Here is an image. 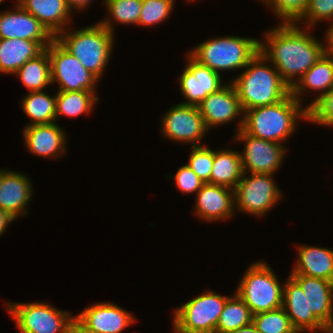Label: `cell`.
Wrapping results in <instances>:
<instances>
[{"mask_svg":"<svg viewBox=\"0 0 333 333\" xmlns=\"http://www.w3.org/2000/svg\"><path fill=\"white\" fill-rule=\"evenodd\" d=\"M279 24L265 33L259 51L270 61L269 64L273 63L281 79L292 88L325 54V45L311 33L313 28L301 29L296 23Z\"/></svg>","mask_w":333,"mask_h":333,"instance_id":"6da1fadb","label":"cell"},{"mask_svg":"<svg viewBox=\"0 0 333 333\" xmlns=\"http://www.w3.org/2000/svg\"><path fill=\"white\" fill-rule=\"evenodd\" d=\"M267 62L269 61L259 51L241 75L230 81L237 92L243 112L275 104L291 92L277 69Z\"/></svg>","mask_w":333,"mask_h":333,"instance_id":"7a4b0ae2","label":"cell"},{"mask_svg":"<svg viewBox=\"0 0 333 333\" xmlns=\"http://www.w3.org/2000/svg\"><path fill=\"white\" fill-rule=\"evenodd\" d=\"M302 107L290 92L275 104L244 111L242 129L257 138L282 144L298 129L300 118L307 121V108Z\"/></svg>","mask_w":333,"mask_h":333,"instance_id":"3957f363","label":"cell"},{"mask_svg":"<svg viewBox=\"0 0 333 333\" xmlns=\"http://www.w3.org/2000/svg\"><path fill=\"white\" fill-rule=\"evenodd\" d=\"M114 35L97 22L74 32L65 29L55 39L100 79L113 53Z\"/></svg>","mask_w":333,"mask_h":333,"instance_id":"277c9868","label":"cell"},{"mask_svg":"<svg viewBox=\"0 0 333 333\" xmlns=\"http://www.w3.org/2000/svg\"><path fill=\"white\" fill-rule=\"evenodd\" d=\"M260 50V41L238 36L216 37L196 45L189 55L219 74L244 69Z\"/></svg>","mask_w":333,"mask_h":333,"instance_id":"5b68a950","label":"cell"},{"mask_svg":"<svg viewBox=\"0 0 333 333\" xmlns=\"http://www.w3.org/2000/svg\"><path fill=\"white\" fill-rule=\"evenodd\" d=\"M283 286L269 264L256 261L244 272L235 293L255 315L282 307Z\"/></svg>","mask_w":333,"mask_h":333,"instance_id":"8992f818","label":"cell"},{"mask_svg":"<svg viewBox=\"0 0 333 333\" xmlns=\"http://www.w3.org/2000/svg\"><path fill=\"white\" fill-rule=\"evenodd\" d=\"M229 297L208 290L174 310L175 333H216L219 317Z\"/></svg>","mask_w":333,"mask_h":333,"instance_id":"52a82bcc","label":"cell"},{"mask_svg":"<svg viewBox=\"0 0 333 333\" xmlns=\"http://www.w3.org/2000/svg\"><path fill=\"white\" fill-rule=\"evenodd\" d=\"M8 313L21 333H68L75 315L46 302H6Z\"/></svg>","mask_w":333,"mask_h":333,"instance_id":"ba28073f","label":"cell"},{"mask_svg":"<svg viewBox=\"0 0 333 333\" xmlns=\"http://www.w3.org/2000/svg\"><path fill=\"white\" fill-rule=\"evenodd\" d=\"M243 172L234 188L235 209L253 216L262 217L282 198L273 174Z\"/></svg>","mask_w":333,"mask_h":333,"instance_id":"9c48e42d","label":"cell"},{"mask_svg":"<svg viewBox=\"0 0 333 333\" xmlns=\"http://www.w3.org/2000/svg\"><path fill=\"white\" fill-rule=\"evenodd\" d=\"M50 59L51 83L57 82V91H82L96 93L100 81L81 62L66 50L56 39L46 47Z\"/></svg>","mask_w":333,"mask_h":333,"instance_id":"30bf717a","label":"cell"},{"mask_svg":"<svg viewBox=\"0 0 333 333\" xmlns=\"http://www.w3.org/2000/svg\"><path fill=\"white\" fill-rule=\"evenodd\" d=\"M235 133V141L245 142L240 152L243 172L274 175L278 171L287 152L283 144L257 138L243 129Z\"/></svg>","mask_w":333,"mask_h":333,"instance_id":"8fae6325","label":"cell"},{"mask_svg":"<svg viewBox=\"0 0 333 333\" xmlns=\"http://www.w3.org/2000/svg\"><path fill=\"white\" fill-rule=\"evenodd\" d=\"M161 131L167 139L202 146L201 140L209 131L198 106L176 104L163 115Z\"/></svg>","mask_w":333,"mask_h":333,"instance_id":"7c38bea8","label":"cell"},{"mask_svg":"<svg viewBox=\"0 0 333 333\" xmlns=\"http://www.w3.org/2000/svg\"><path fill=\"white\" fill-rule=\"evenodd\" d=\"M198 107L208 130L238 120L240 115L236 132L242 129L244 112L231 82L208 95Z\"/></svg>","mask_w":333,"mask_h":333,"instance_id":"4fadbf2b","label":"cell"},{"mask_svg":"<svg viewBox=\"0 0 333 333\" xmlns=\"http://www.w3.org/2000/svg\"><path fill=\"white\" fill-rule=\"evenodd\" d=\"M187 65L179 76L180 92L187 101L182 104L198 106L208 95L218 91L222 83L221 75L200 64L187 54Z\"/></svg>","mask_w":333,"mask_h":333,"instance_id":"5bb4252c","label":"cell"},{"mask_svg":"<svg viewBox=\"0 0 333 333\" xmlns=\"http://www.w3.org/2000/svg\"><path fill=\"white\" fill-rule=\"evenodd\" d=\"M0 38L36 41L43 49L55 39L46 27L18 3H15V9L0 12Z\"/></svg>","mask_w":333,"mask_h":333,"instance_id":"9a60e30c","label":"cell"},{"mask_svg":"<svg viewBox=\"0 0 333 333\" xmlns=\"http://www.w3.org/2000/svg\"><path fill=\"white\" fill-rule=\"evenodd\" d=\"M32 181L27 175L9 169H0V209L13 218L28 214L32 198Z\"/></svg>","mask_w":333,"mask_h":333,"instance_id":"2e32d148","label":"cell"},{"mask_svg":"<svg viewBox=\"0 0 333 333\" xmlns=\"http://www.w3.org/2000/svg\"><path fill=\"white\" fill-rule=\"evenodd\" d=\"M282 308L297 333H331L312 313L308 300L299 284L289 275L283 286ZM303 331V332H302Z\"/></svg>","mask_w":333,"mask_h":333,"instance_id":"e0dca14e","label":"cell"},{"mask_svg":"<svg viewBox=\"0 0 333 333\" xmlns=\"http://www.w3.org/2000/svg\"><path fill=\"white\" fill-rule=\"evenodd\" d=\"M194 214L207 222L232 218L235 211L234 190L205 183L196 194Z\"/></svg>","mask_w":333,"mask_h":333,"instance_id":"ac0fdd59","label":"cell"},{"mask_svg":"<svg viewBox=\"0 0 333 333\" xmlns=\"http://www.w3.org/2000/svg\"><path fill=\"white\" fill-rule=\"evenodd\" d=\"M75 317L97 333H121L135 322L129 311L110 302L93 304Z\"/></svg>","mask_w":333,"mask_h":333,"instance_id":"d6986e66","label":"cell"},{"mask_svg":"<svg viewBox=\"0 0 333 333\" xmlns=\"http://www.w3.org/2000/svg\"><path fill=\"white\" fill-rule=\"evenodd\" d=\"M23 129L24 145L30 153L55 159L66 153V133L56 122L28 125Z\"/></svg>","mask_w":333,"mask_h":333,"instance_id":"ffe728a7","label":"cell"},{"mask_svg":"<svg viewBox=\"0 0 333 333\" xmlns=\"http://www.w3.org/2000/svg\"><path fill=\"white\" fill-rule=\"evenodd\" d=\"M301 287L313 315L333 333V282L307 275H290Z\"/></svg>","mask_w":333,"mask_h":333,"instance_id":"44dd1931","label":"cell"},{"mask_svg":"<svg viewBox=\"0 0 333 333\" xmlns=\"http://www.w3.org/2000/svg\"><path fill=\"white\" fill-rule=\"evenodd\" d=\"M16 3L32 14L54 37L68 29V22H72L71 10L65 0H16Z\"/></svg>","mask_w":333,"mask_h":333,"instance_id":"7402d4cb","label":"cell"},{"mask_svg":"<svg viewBox=\"0 0 333 333\" xmlns=\"http://www.w3.org/2000/svg\"><path fill=\"white\" fill-rule=\"evenodd\" d=\"M297 260L290 275H307L333 282V250L317 246H297Z\"/></svg>","mask_w":333,"mask_h":333,"instance_id":"603a6c76","label":"cell"},{"mask_svg":"<svg viewBox=\"0 0 333 333\" xmlns=\"http://www.w3.org/2000/svg\"><path fill=\"white\" fill-rule=\"evenodd\" d=\"M333 88V56L324 54L291 88L292 96L302 104L306 90L319 91L318 96L306 106L308 108L318 97ZM302 96V97H301Z\"/></svg>","mask_w":333,"mask_h":333,"instance_id":"cb8c5ba5","label":"cell"},{"mask_svg":"<svg viewBox=\"0 0 333 333\" xmlns=\"http://www.w3.org/2000/svg\"><path fill=\"white\" fill-rule=\"evenodd\" d=\"M44 49L36 42L21 38H0V73L14 74Z\"/></svg>","mask_w":333,"mask_h":333,"instance_id":"d4e9b609","label":"cell"},{"mask_svg":"<svg viewBox=\"0 0 333 333\" xmlns=\"http://www.w3.org/2000/svg\"><path fill=\"white\" fill-rule=\"evenodd\" d=\"M242 175L240 151L228 148L214 150L210 184L225 186L234 190Z\"/></svg>","mask_w":333,"mask_h":333,"instance_id":"484cf974","label":"cell"},{"mask_svg":"<svg viewBox=\"0 0 333 333\" xmlns=\"http://www.w3.org/2000/svg\"><path fill=\"white\" fill-rule=\"evenodd\" d=\"M29 92L43 91L51 85V69L48 50L28 60L15 73Z\"/></svg>","mask_w":333,"mask_h":333,"instance_id":"4316f807","label":"cell"},{"mask_svg":"<svg viewBox=\"0 0 333 333\" xmlns=\"http://www.w3.org/2000/svg\"><path fill=\"white\" fill-rule=\"evenodd\" d=\"M99 98L94 92L82 91H57L56 93V120L60 116L77 117L91 114Z\"/></svg>","mask_w":333,"mask_h":333,"instance_id":"83f0119b","label":"cell"},{"mask_svg":"<svg viewBox=\"0 0 333 333\" xmlns=\"http://www.w3.org/2000/svg\"><path fill=\"white\" fill-rule=\"evenodd\" d=\"M21 107L32 120L26 126L56 122V94L50 96L44 91L29 92L22 99Z\"/></svg>","mask_w":333,"mask_h":333,"instance_id":"f1b7e54d","label":"cell"},{"mask_svg":"<svg viewBox=\"0 0 333 333\" xmlns=\"http://www.w3.org/2000/svg\"><path fill=\"white\" fill-rule=\"evenodd\" d=\"M253 315L244 301L234 293L226 300L216 326V333H228L252 323Z\"/></svg>","mask_w":333,"mask_h":333,"instance_id":"f546056e","label":"cell"},{"mask_svg":"<svg viewBox=\"0 0 333 333\" xmlns=\"http://www.w3.org/2000/svg\"><path fill=\"white\" fill-rule=\"evenodd\" d=\"M104 2L110 17L99 21V23L109 31L115 34L113 25L118 23L138 25L142 0H104Z\"/></svg>","mask_w":333,"mask_h":333,"instance_id":"4dcf8cb0","label":"cell"},{"mask_svg":"<svg viewBox=\"0 0 333 333\" xmlns=\"http://www.w3.org/2000/svg\"><path fill=\"white\" fill-rule=\"evenodd\" d=\"M252 323L260 333H297L282 307L253 315Z\"/></svg>","mask_w":333,"mask_h":333,"instance_id":"1f68e13d","label":"cell"},{"mask_svg":"<svg viewBox=\"0 0 333 333\" xmlns=\"http://www.w3.org/2000/svg\"><path fill=\"white\" fill-rule=\"evenodd\" d=\"M175 0H142L138 25L154 26L169 19Z\"/></svg>","mask_w":333,"mask_h":333,"instance_id":"d6a6232c","label":"cell"},{"mask_svg":"<svg viewBox=\"0 0 333 333\" xmlns=\"http://www.w3.org/2000/svg\"><path fill=\"white\" fill-rule=\"evenodd\" d=\"M192 151L186 163L205 183L210 184L214 150L202 145L191 147Z\"/></svg>","mask_w":333,"mask_h":333,"instance_id":"836d02e7","label":"cell"},{"mask_svg":"<svg viewBox=\"0 0 333 333\" xmlns=\"http://www.w3.org/2000/svg\"><path fill=\"white\" fill-rule=\"evenodd\" d=\"M308 0H270L269 7L280 23H297L305 14Z\"/></svg>","mask_w":333,"mask_h":333,"instance_id":"e575fe53","label":"cell"},{"mask_svg":"<svg viewBox=\"0 0 333 333\" xmlns=\"http://www.w3.org/2000/svg\"><path fill=\"white\" fill-rule=\"evenodd\" d=\"M307 121L322 126H333V88L307 108Z\"/></svg>","mask_w":333,"mask_h":333,"instance_id":"d590c367","label":"cell"},{"mask_svg":"<svg viewBox=\"0 0 333 333\" xmlns=\"http://www.w3.org/2000/svg\"><path fill=\"white\" fill-rule=\"evenodd\" d=\"M333 20V0H308V5L303 17L296 24L305 25L304 28H314L323 21ZM306 22V24H305Z\"/></svg>","mask_w":333,"mask_h":333,"instance_id":"8d00e7d4","label":"cell"},{"mask_svg":"<svg viewBox=\"0 0 333 333\" xmlns=\"http://www.w3.org/2000/svg\"><path fill=\"white\" fill-rule=\"evenodd\" d=\"M173 177L176 188L183 194L197 193L205 184L187 164L181 166Z\"/></svg>","mask_w":333,"mask_h":333,"instance_id":"74e56055","label":"cell"},{"mask_svg":"<svg viewBox=\"0 0 333 333\" xmlns=\"http://www.w3.org/2000/svg\"><path fill=\"white\" fill-rule=\"evenodd\" d=\"M68 333H97L86 327L76 317H74L69 325Z\"/></svg>","mask_w":333,"mask_h":333,"instance_id":"f35d334b","label":"cell"},{"mask_svg":"<svg viewBox=\"0 0 333 333\" xmlns=\"http://www.w3.org/2000/svg\"><path fill=\"white\" fill-rule=\"evenodd\" d=\"M69 9L73 12V10H82L84 11L86 8L88 9L89 4L93 0H65Z\"/></svg>","mask_w":333,"mask_h":333,"instance_id":"ab89813d","label":"cell"},{"mask_svg":"<svg viewBox=\"0 0 333 333\" xmlns=\"http://www.w3.org/2000/svg\"><path fill=\"white\" fill-rule=\"evenodd\" d=\"M14 220L15 218H13L9 213L0 209V236L6 232V229H8V226Z\"/></svg>","mask_w":333,"mask_h":333,"instance_id":"60d3db41","label":"cell"},{"mask_svg":"<svg viewBox=\"0 0 333 333\" xmlns=\"http://www.w3.org/2000/svg\"><path fill=\"white\" fill-rule=\"evenodd\" d=\"M332 24L329 25V27L327 28L326 34H325V39H326V43L325 44V53L332 55L333 56V20L331 21Z\"/></svg>","mask_w":333,"mask_h":333,"instance_id":"b9f144b4","label":"cell"},{"mask_svg":"<svg viewBox=\"0 0 333 333\" xmlns=\"http://www.w3.org/2000/svg\"><path fill=\"white\" fill-rule=\"evenodd\" d=\"M228 333H260L253 323Z\"/></svg>","mask_w":333,"mask_h":333,"instance_id":"7bdbcfd3","label":"cell"},{"mask_svg":"<svg viewBox=\"0 0 333 333\" xmlns=\"http://www.w3.org/2000/svg\"><path fill=\"white\" fill-rule=\"evenodd\" d=\"M261 2L265 3V5L268 7L270 0H261Z\"/></svg>","mask_w":333,"mask_h":333,"instance_id":"ee69618b","label":"cell"}]
</instances>
